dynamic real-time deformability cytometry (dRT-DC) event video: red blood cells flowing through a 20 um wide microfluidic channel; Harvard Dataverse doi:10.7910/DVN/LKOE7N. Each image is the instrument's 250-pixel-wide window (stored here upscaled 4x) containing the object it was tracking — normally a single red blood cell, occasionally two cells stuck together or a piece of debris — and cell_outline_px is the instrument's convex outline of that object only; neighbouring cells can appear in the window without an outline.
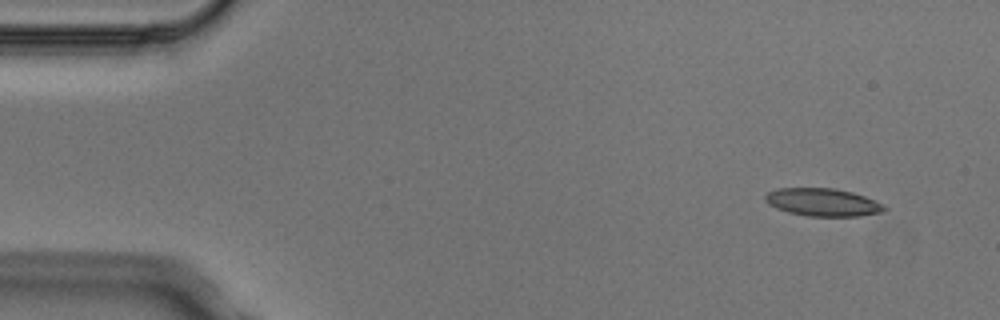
{"species": "Egyptian fruit bat (a non-hibernating species)", "species_latin": "Rousettus aegyptiacus", "temperature_condition": "cold", "stored_images_in_passage": 4, "camera_frame_rate_fps": 3000, "um_per_image_px": 0.085, "animal": {"sex": "male"}, "frame": {"image": 1, "passage_image": 1, "time_ms": 0.0, "image_size_px": [1000, 320], "cell_outline_px": [[888, 208], [884, 212], [860, 216], [808, 216], [788, 212], [776, 208], [768, 204], [764, 200], [764, 196], [768, 192], [776, 188], [836, 188], [852, 192], [864, 196], [884, 204]], "centroid_in_image_um": [69.94, 17.19], "position_along_channel_um": 15.1, "area_um2": 19.48}}
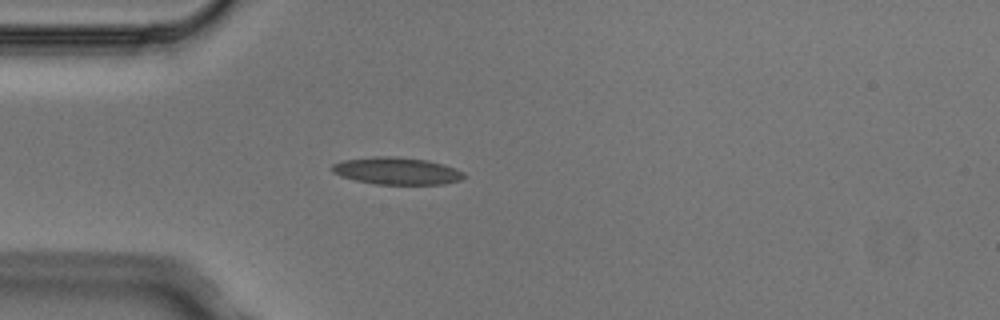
{"frame": {"image": 2, "passage_image": 4, "time_ms": 1.0, "image_size_px": [1000, 320], "cell_outline_px": [[468, 176], [460, 180], [444, 184], [376, 184], [356, 180], [340, 176], [332, 172], [332, 164], [340, 160], [372, 156], [392, 156], [428, 160], [444, 164], [464, 172]], "centroid_in_image_um": [33.72, 14.52], "position_along_channel_um": 51.3, "area_um2": 21.1}}